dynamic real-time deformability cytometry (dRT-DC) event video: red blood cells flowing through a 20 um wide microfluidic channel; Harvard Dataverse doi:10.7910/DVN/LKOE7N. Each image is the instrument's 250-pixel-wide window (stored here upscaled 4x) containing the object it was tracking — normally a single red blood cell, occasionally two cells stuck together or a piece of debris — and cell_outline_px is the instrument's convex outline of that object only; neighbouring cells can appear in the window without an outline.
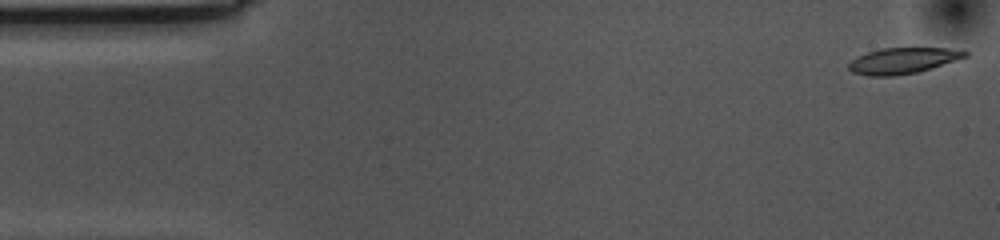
{"species": "common noctule bat (a hibernating species)", "species_latin": "Nyctalus noctula", "temperature_condition": "cold", "stored_images_in_passage": 55, "camera_frame_rate_fps": 3000, "um_per_image_px": 0.085, "animal": {"sex": "female", "body_mass_g": 10.0, "forearm_length_mm": 53.1}, "frame": {"image": 1, "passage_image": 1, "time_ms": 0.0, "image_size_px": [1000, 240], "cell_outline_px": [[968, 56], [932, 68], [916, 72], [892, 76], [868, 76], [852, 72], [848, 68], [848, 64], [856, 56], [868, 52], [884, 48], [948, 48], [968, 52]], "centroid_in_image_um": [76.71, 5.16], "position_along_channel_um": 8.3, "area_um2": 17.46}}
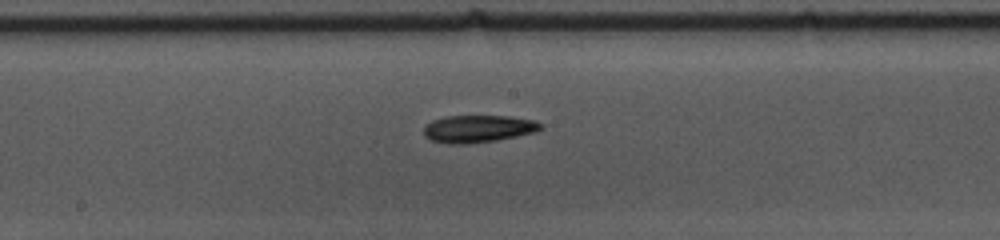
{"frame": {"image": 2, "passage_image": 27, "time_ms": 8.667, "image_size_px": [1000, 240], "cell_outline_px": [[544, 128], [536, 132], [496, 140], [464, 144], [448, 144], [432, 140], [424, 136], [424, 124], [432, 120], [444, 116], [512, 116], [536, 120], [544, 124]], "centroid_in_image_um": [40.67, 10.93], "position_along_channel_um": 207.5, "area_um2": 18.9}}
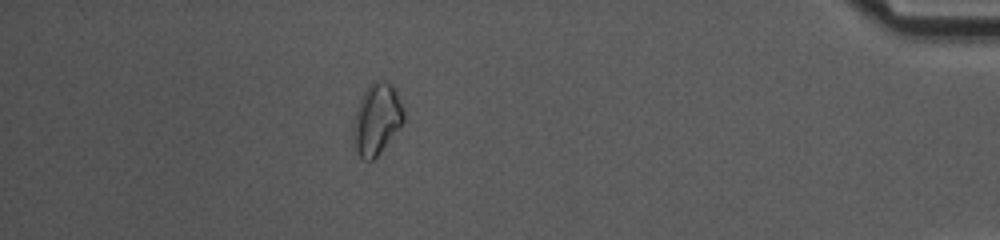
{"frame": {"image": 3, "passage_image": 48, "time_ms": 15.667, "image_size_px": [1000, 240], "cell_outline_px": [[404, 124], [380, 152], [372, 160], [364, 160], [360, 156], [352, 144], [352, 124], [356, 108], [368, 84], [372, 80], [384, 80], [392, 84], [396, 92], [404, 112]], "centroid_in_image_um": [32.0, 10.12], "position_along_channel_um": 403.2, "area_um2": 21.27}, "authors_computed_cell_mechanics": {"area_um2": 18.4382, "velocity_mm_per_s": 3.5428, "shape_relaxation_time_tau1_ms": 5.1499, "shape_relaxation_time_tau2_ms": null, "deformation_change_tau1": 0.1288, "deformation_change_tau2": null}}